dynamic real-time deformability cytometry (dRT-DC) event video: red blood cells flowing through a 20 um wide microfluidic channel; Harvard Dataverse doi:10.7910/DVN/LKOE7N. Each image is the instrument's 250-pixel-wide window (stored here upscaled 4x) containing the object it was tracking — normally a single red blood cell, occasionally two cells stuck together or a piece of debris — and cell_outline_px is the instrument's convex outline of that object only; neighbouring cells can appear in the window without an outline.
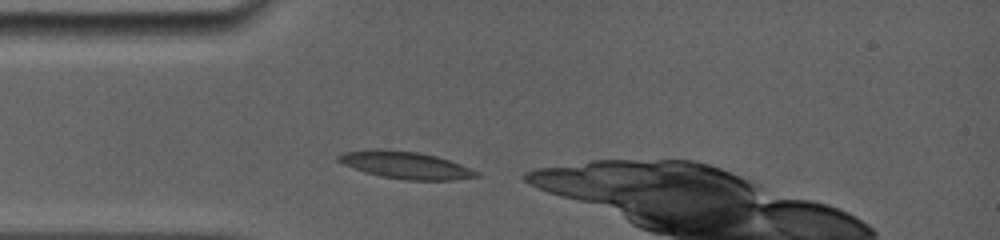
{"species": "common noctule bat (a hibernating species)", "species_latin": "Nyctalus noctula", "temperature_condition": "room temperature", "stored_images_in_passage": 13, "camera_frame_rate_fps": 5000, "um_per_image_px": 0.085, "animal": {"sex": "female", "body_mass_g": 19.0, "forearm_length_mm": 56.7}, "frame": {"image": 1, "passage_image": 1, "time_ms": 0.0, "image_size_px": [1000, 240], "cell_outline_px": [[480, 176], [452, 180], [404, 180], [380, 176], [364, 172], [344, 164], [336, 160], [336, 156], [344, 152], [376, 148], [416, 152], [436, 156], [460, 164], [480, 172]], "centroid_in_image_um": [34.45, 14.03], "position_along_channel_um": 50.5, "area_um2": 21.85}}
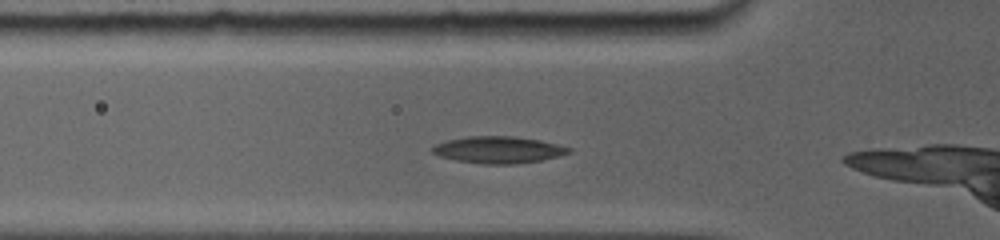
{"frame": {"image": 2, "passage_image": 6, "time_ms": 1.0, "image_size_px": [1000, 240], "cell_outline_px": [[572, 152], [560, 156], [540, 160], [516, 164], [484, 164], [456, 160], [440, 156], [432, 152], [432, 148], [436, 144], [448, 140], [464, 136], [516, 136], [540, 140], [572, 148]], "centroid_in_image_um": [42.39, 12.73], "position_along_channel_um": 83.4, "area_um2": 21.33}}
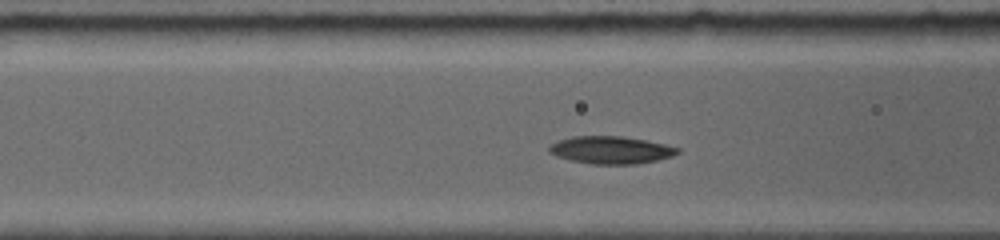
{"frame": {"image": 3, "passage_image": 10, "time_ms": 1.8, "image_size_px": [1000, 240], "cell_outline_px": [[680, 152], [672, 156], [656, 160], [636, 164], [592, 164], [572, 160], [556, 156], [548, 152], [548, 148], [552, 144], [560, 140], [572, 136], [620, 136], [644, 140], [664, 144], [680, 148]], "centroid_in_image_um": [51.93, 12.75], "position_along_channel_um": 114.7, "area_um2": 20.4}}